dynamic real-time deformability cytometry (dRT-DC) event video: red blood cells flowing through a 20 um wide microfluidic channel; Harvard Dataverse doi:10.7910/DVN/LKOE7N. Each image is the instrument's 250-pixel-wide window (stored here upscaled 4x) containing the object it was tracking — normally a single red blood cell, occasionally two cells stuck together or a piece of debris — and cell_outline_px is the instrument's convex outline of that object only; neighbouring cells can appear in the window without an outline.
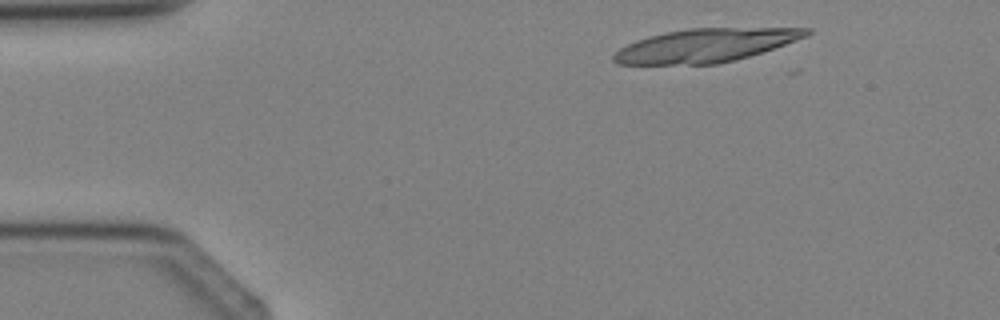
{"species": "Egyptian fruit bat (a non-hibernating species)", "species_latin": "Rousettus aegyptiacus", "temperature_condition": "cold", "stored_images_in_passage": 3, "segment_of_instrument_passage": [1, 2], "camera_frame_rate_fps": 3000, "um_per_image_px": 0.085, "animal": {"sex": "female"}, "frame": {"image": 1, "passage_image": 1, "time_ms": 0.0, "image_size_px": [1000, 320], "cell_outline_px": [[812, 32], [808, 36], [736, 60], [716, 64], [616, 64], [612, 60], [612, 56], [620, 48], [636, 40], [648, 36], [664, 32], [688, 28], [812, 28]], "centroid_in_image_um": [59.94, 3.85], "position_along_channel_um": 25.1, "area_um2": 37.34}}